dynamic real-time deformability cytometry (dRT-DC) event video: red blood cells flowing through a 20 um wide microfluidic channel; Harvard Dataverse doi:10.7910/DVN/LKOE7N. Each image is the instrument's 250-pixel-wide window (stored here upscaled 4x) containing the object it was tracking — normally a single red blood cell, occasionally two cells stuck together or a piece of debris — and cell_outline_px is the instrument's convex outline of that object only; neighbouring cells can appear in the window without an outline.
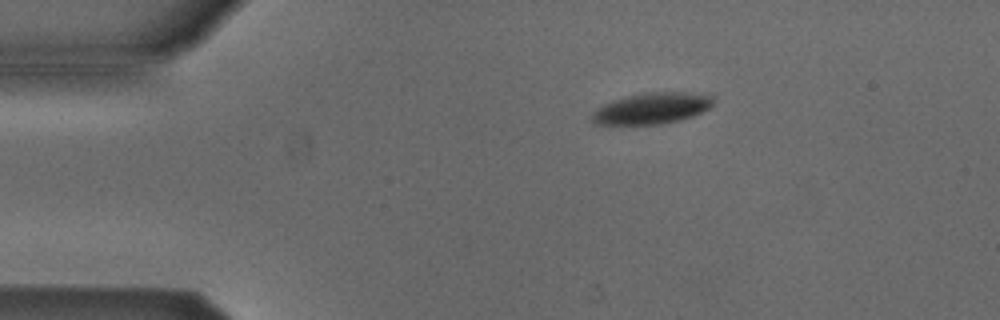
{"species": "Egyptian fruit bat (a non-hibernating species)", "species_latin": "Rousettus aegyptiacus", "temperature_condition": "cold", "stored_images_in_passage": 3, "camera_frame_rate_fps": 3000, "um_per_image_px": 0.085, "animal": {"sex": "male"}, "frame": {"image": 1, "passage_image": 3, "time_ms": 0.667, "image_size_px": [1000, 320], "cell_outline_px": [[716, 100], [708, 108], [692, 116], [680, 120], [660, 124], [592, 124], [592, 112], [600, 104], [612, 100], [644, 92], [684, 92], [716, 96]], "centroid_in_image_um": [55.38, 9.2], "position_along_channel_um": 29.6, "area_um2": 22.14}}